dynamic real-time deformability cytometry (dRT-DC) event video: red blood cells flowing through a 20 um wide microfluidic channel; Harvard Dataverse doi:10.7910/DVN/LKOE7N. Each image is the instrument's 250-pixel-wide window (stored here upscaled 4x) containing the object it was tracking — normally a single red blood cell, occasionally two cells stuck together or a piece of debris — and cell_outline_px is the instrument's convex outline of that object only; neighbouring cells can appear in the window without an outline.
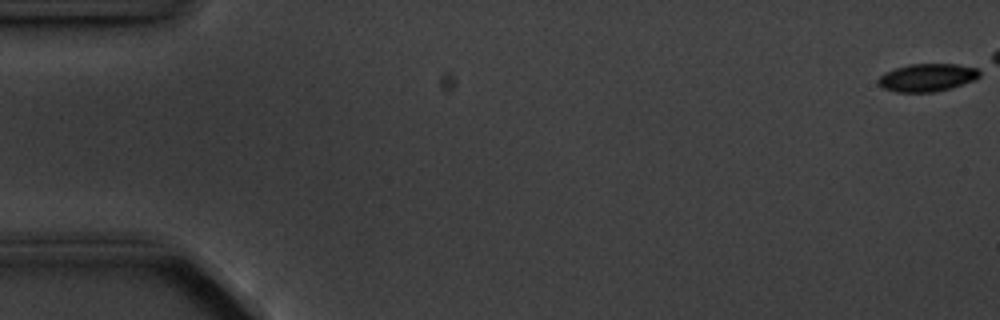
{"species": "common noctule bat (a hibernating species)", "species_latin": "Nyctalus noctula", "temperature_condition": "cold", "stored_images_in_passage": 6, "camera_frame_rate_fps": 3000, "um_per_image_px": 0.085, "animal": {"sex": "male", "body_mass_g": 20.1, "forearm_length_mm": 53.5}, "frame": {"image": 1, "passage_image": 1, "time_ms": 0.0, "image_size_px": [1000, 320], "cell_outline_px": [[980, 76], [976, 80], [952, 88], [932, 92], [896, 92], [884, 88], [876, 80], [884, 72], [908, 64], [956, 64], [976, 68], [980, 72]], "centroid_in_image_um": [78.83, 6.59], "position_along_channel_um": 6.2, "area_um2": 16.47}}
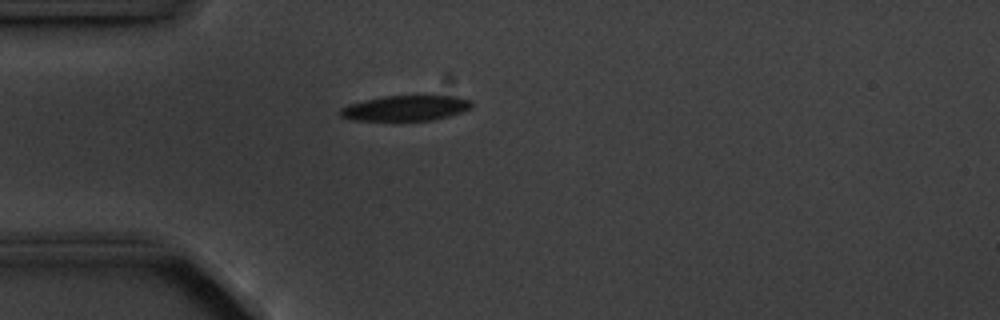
{"frame": {"image": 2, "passage_image": 6, "time_ms": 6.667, "image_size_px": [1000, 320], "cell_outline_px": [[472, 108], [448, 116], [432, 120], [352, 120], [340, 116], [340, 108], [348, 104], [364, 100], [384, 96], [452, 96], [472, 100]], "centroid_in_image_um": [34.46, 9.19], "position_along_channel_um": 50.5, "area_um2": 19.25}}